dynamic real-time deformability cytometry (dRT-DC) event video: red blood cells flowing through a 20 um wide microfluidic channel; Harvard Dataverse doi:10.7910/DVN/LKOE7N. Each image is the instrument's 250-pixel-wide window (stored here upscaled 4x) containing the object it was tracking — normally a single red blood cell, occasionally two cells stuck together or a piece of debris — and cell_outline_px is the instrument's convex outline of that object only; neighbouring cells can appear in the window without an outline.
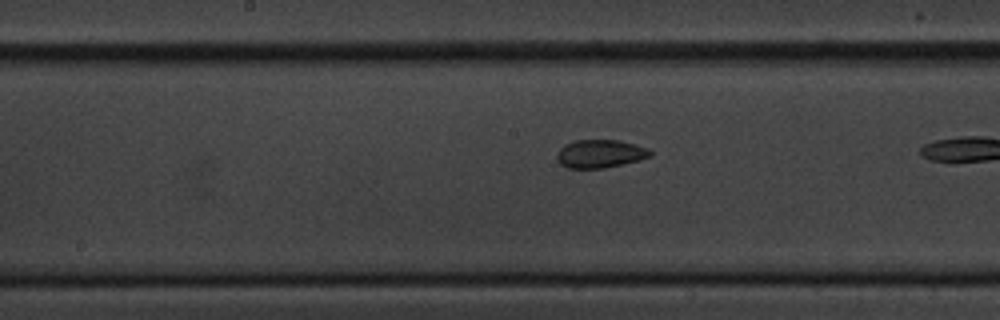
{"species": "common noctule bat (a hibernating species)", "species_latin": "Nyctalus noctula", "temperature_condition": "cold", "stored_images_in_passage": 29, "camera_frame_rate_fps": 3000, "um_per_image_px": 0.085, "animal": {"sex": "male", "body_mass_g": 20.1, "forearm_length_mm": 53.5}, "frame": {"image": 1, "passage_image": 21, "time_ms": 6.667, "image_size_px": [1000, 320], "cell_outline_px": [[652, 156], [640, 160], [604, 168], [568, 168], [560, 164], [556, 156], [556, 152], [564, 144], [576, 140], [616, 140], [648, 148], [652, 152]], "centroid_in_image_um": [50.99, 13.07], "position_along_channel_um": 197.2, "area_um2": 15.32}}